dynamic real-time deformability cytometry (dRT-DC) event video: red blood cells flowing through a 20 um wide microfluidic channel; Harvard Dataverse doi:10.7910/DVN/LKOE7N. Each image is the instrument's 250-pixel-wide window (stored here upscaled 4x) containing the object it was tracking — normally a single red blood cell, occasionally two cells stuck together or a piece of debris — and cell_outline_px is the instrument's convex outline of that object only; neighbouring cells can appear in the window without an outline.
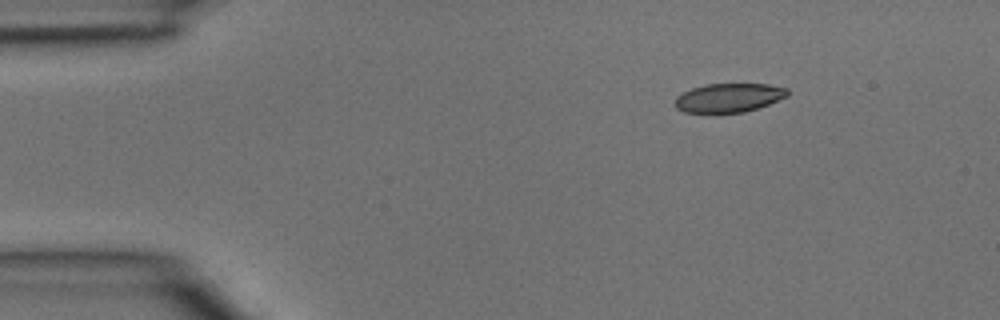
{"species": "common noctule bat (a hibernating species)", "species_latin": "Nyctalus noctula", "temperature_condition": "room temperature", "stored_images_in_passage": 5, "segment_of_instrument_passage": [2, 2], "camera_frame_rate_fps": 3000, "um_per_image_px": 0.085, "animal": {"sex": "male", "body_mass_g": 15.6}, "frame": {"image": 1, "passage_image": 5, "time_ms": 1.333, "image_size_px": [1000, 320], "cell_outline_px": [[788, 96], [768, 104], [744, 112], [684, 112], [676, 108], [676, 96], [692, 88], [704, 84], [768, 84], [788, 88]], "centroid_in_image_um": [61.96, 8.29], "position_along_channel_um": 23.0, "area_um2": 18.73}}